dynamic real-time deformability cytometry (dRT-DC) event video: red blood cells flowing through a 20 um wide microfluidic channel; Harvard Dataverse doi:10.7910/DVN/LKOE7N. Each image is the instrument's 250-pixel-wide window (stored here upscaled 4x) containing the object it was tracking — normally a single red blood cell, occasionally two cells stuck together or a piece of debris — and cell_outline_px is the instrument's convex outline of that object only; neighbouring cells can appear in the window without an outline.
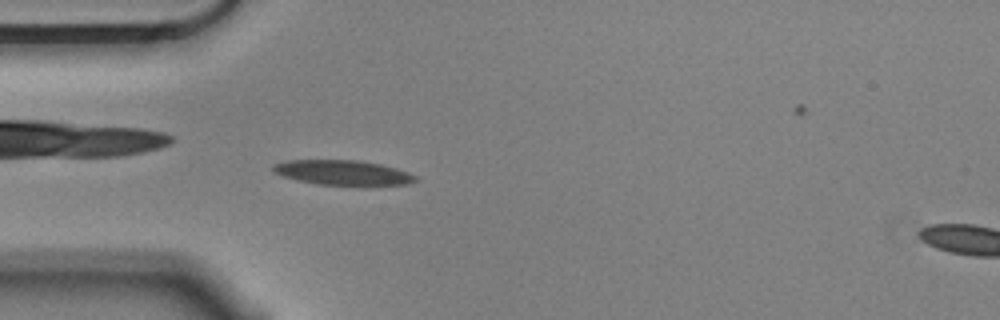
{"species": "Egyptian fruit bat (a non-hibernating species)", "species_latin": "Rousettus aegyptiacus", "temperature_condition": "cold", "stored_images_in_passage": 55, "camera_frame_rate_fps": 3000, "um_per_image_px": 0.085, "animal": {"sex": "male"}, "frame": {"image": 1, "passage_image": 15, "time_ms": 4.667, "image_size_px": [1000, 320], "cell_outline_px": [[416, 180], [408, 184], [360, 188], [316, 184], [284, 176], [272, 172], [272, 164], [288, 160], [360, 160], [380, 164], [396, 168], [408, 172], [416, 176]], "centroid_in_image_um": [29.19, 14.71], "position_along_channel_um": 55.8, "area_um2": 21.5}}
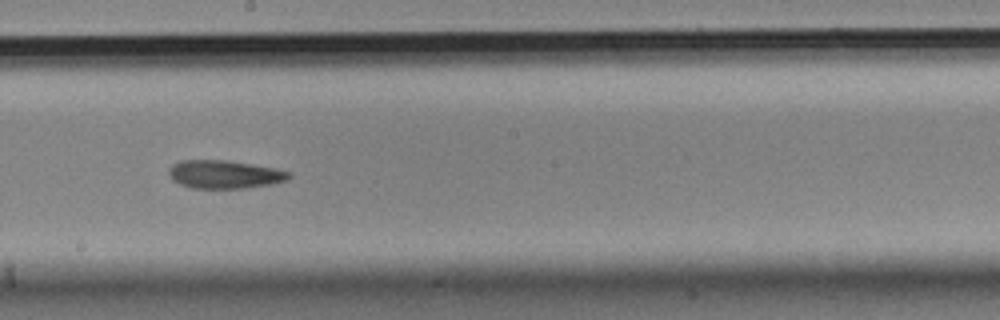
{"frame": {"image": 2, "passage_image": 30, "time_ms": 9.667, "image_size_px": [1000, 320], "cell_outline_px": [[292, 176], [288, 180], [272, 184], [244, 188], [192, 188], [180, 184], [172, 180], [168, 176], [168, 168], [172, 164], [180, 160], [224, 160], [252, 164], [292, 172]], "centroid_in_image_um": [19.06, 14.82], "position_along_channel_um": 229.1, "area_um2": 19.88}}
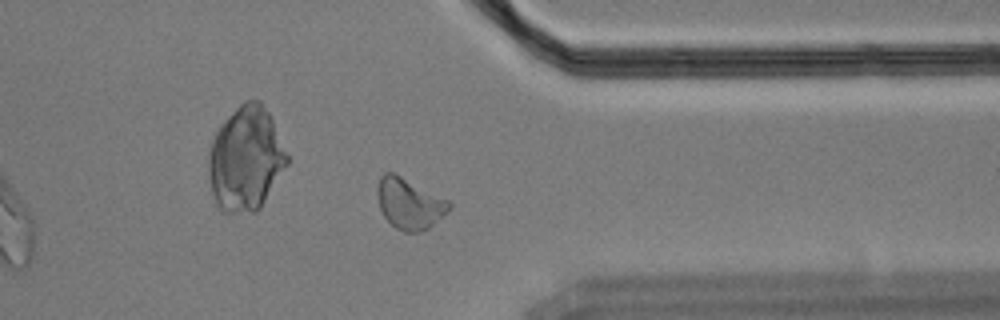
{"frame": {"image": 3, "passage_image": 43, "time_ms": 14.0, "image_size_px": [1000, 320], "cell_outline_px": [[452, 208], [448, 212], [428, 228], [420, 232], [404, 232], [396, 228], [384, 216], [380, 208], [376, 196], [376, 188], [380, 176], [384, 172], [392, 172], [448, 200], [452, 204]], "centroid_in_image_um": [34.78, 17.31], "position_along_channel_um": 376.6, "area_um2": 21.15}, "authors_computed_cell_mechanics": {"area_um2": 20.519, "velocity_mm_per_s": 3.5415, "shape_relaxation_time_tau1_ms": 6.954, "shape_relaxation_time_tau2_ms": 4.6255, "deformation_change_tau1": 0.1637, "deformation_change_tau2": 0.1161}}